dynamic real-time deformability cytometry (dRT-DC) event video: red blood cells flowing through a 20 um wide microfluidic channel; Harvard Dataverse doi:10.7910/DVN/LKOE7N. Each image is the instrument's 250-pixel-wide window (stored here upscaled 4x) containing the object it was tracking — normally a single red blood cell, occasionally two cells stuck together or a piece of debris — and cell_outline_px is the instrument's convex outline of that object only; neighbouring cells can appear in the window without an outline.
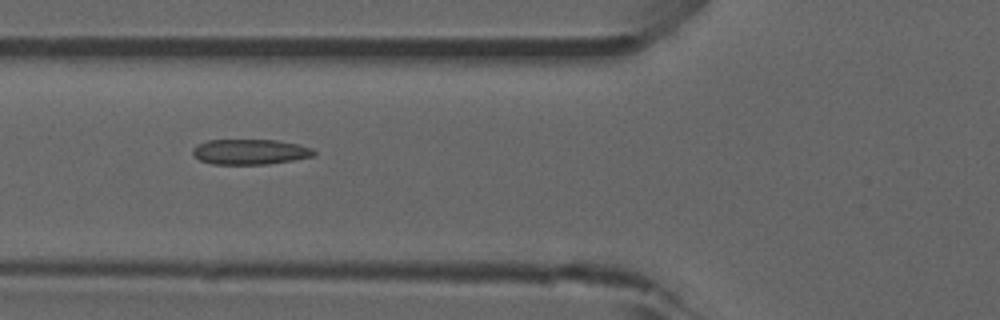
{"species": "common noctule bat (a hibernating species)", "species_latin": "Nyctalus noctula", "temperature_condition": "room temperature", "stored_images_in_passage": 13, "camera_frame_rate_fps": 3000, "um_per_image_px": 0.085, "animal": {"sex": "male", "forearm_length_mm": 52.5}, "frame": {"image": 1, "passage_image": 9, "time_ms": 2.667, "image_size_px": [1000, 320], "cell_outline_px": [[316, 152], [312, 156], [292, 160], [268, 164], [212, 164], [200, 160], [192, 156], [192, 148], [208, 140], [276, 140], [300, 144], [312, 148]], "centroid_in_image_um": [21.24, 12.9], "position_along_channel_um": 104.6, "area_um2": 17.86}}
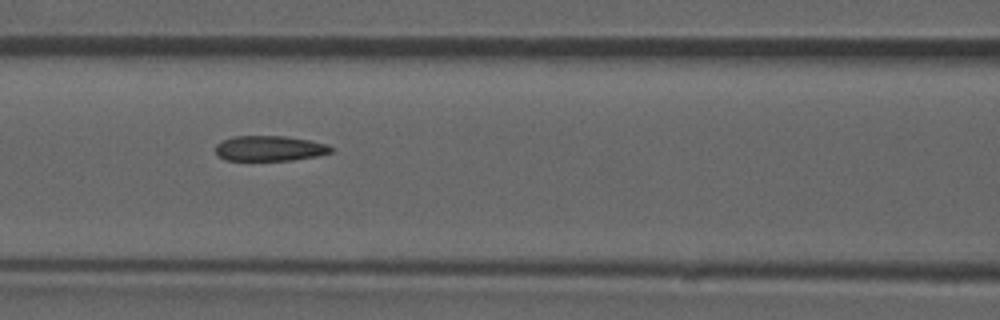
{"frame": {"image": 2, "passage_image": 12, "time_ms": 3.667, "image_size_px": [1000, 320], "cell_outline_px": [[332, 152], [316, 156], [292, 160], [224, 160], [216, 152], [216, 144], [232, 136], [284, 136], [308, 140], [328, 144], [332, 148]], "centroid_in_image_um": [22.92, 12.61], "position_along_channel_um": 143.7, "area_um2": 16.88}}